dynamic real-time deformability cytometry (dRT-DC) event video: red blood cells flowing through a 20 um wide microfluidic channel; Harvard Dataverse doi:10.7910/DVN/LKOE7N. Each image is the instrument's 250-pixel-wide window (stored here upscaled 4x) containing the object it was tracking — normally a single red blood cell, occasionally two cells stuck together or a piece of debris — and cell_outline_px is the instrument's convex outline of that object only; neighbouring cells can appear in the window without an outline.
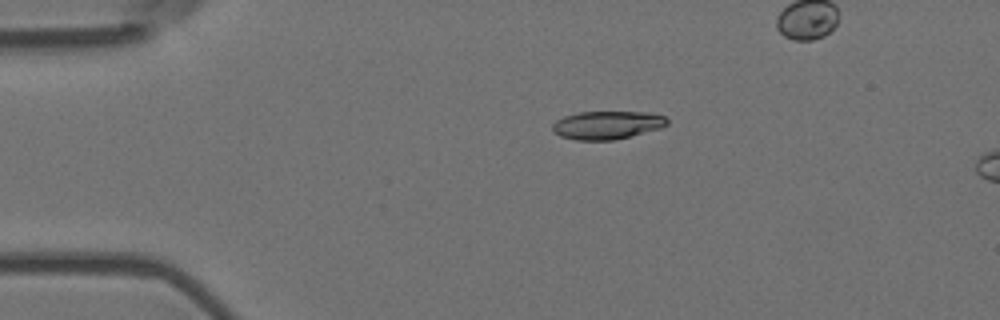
{"species": "Egyptian fruit bat (a non-hibernating species)", "species_latin": "Rousettus aegyptiacus", "temperature_condition": "room temperature", "stored_images_in_passage": 6, "camera_frame_rate_fps": 3000, "um_per_image_px": 0.085, "animal": {"sex": "female"}, "frame": {"image": 1, "passage_image": 3, "time_ms": 0.667, "image_size_px": [1000, 320], "cell_outline_px": [[668, 124], [660, 128], [616, 140], [576, 140], [560, 136], [552, 132], [552, 124], [556, 120], [564, 116], [580, 112], [644, 112], [664, 116], [668, 120]], "centroid_in_image_um": [51.57, 10.64], "position_along_channel_um": 33.4, "area_um2": 18.84}}